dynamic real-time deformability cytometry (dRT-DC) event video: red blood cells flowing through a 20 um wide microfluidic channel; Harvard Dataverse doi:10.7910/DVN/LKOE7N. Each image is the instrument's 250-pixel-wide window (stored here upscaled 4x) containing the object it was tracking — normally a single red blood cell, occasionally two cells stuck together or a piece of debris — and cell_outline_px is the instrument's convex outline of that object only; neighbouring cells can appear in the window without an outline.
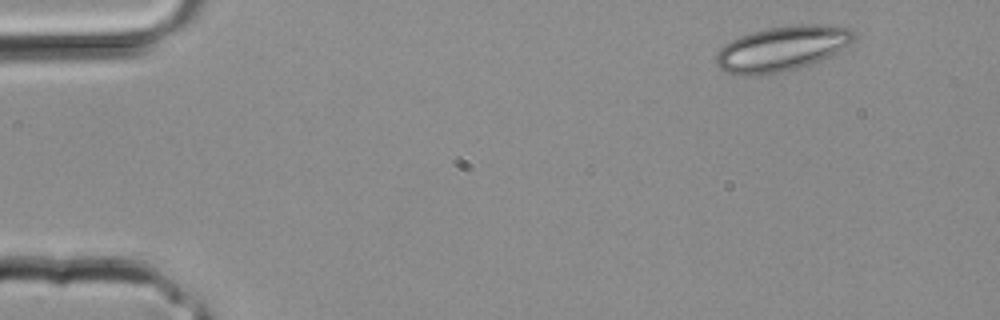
{"species": "common noctule bat (a hibernating species)", "species_latin": "Nyctalus noctula", "temperature_condition": "room temperature", "stored_images_in_passage": 32, "camera_frame_rate_fps": 3000, "um_per_image_px": 0.085, "animal": {"sex": "male", "body_mass_g": 20.4}, "frame": {"image": 1, "passage_image": 1, "time_ms": 0.0, "image_size_px": [1000, 320], "cell_outline_px": [[856, 40], [828, 56], [820, 60], [796, 68], [780, 72], [756, 76], [744, 76], [728, 72], [720, 68], [716, 64], [716, 56], [720, 48], [724, 44], [740, 36], [752, 32], [768, 28], [796, 24], [820, 24], [848, 28], [856, 32]], "centroid_in_image_um": [66.46, 4.12], "position_along_channel_um": 18.5, "area_um2": 35.89}}
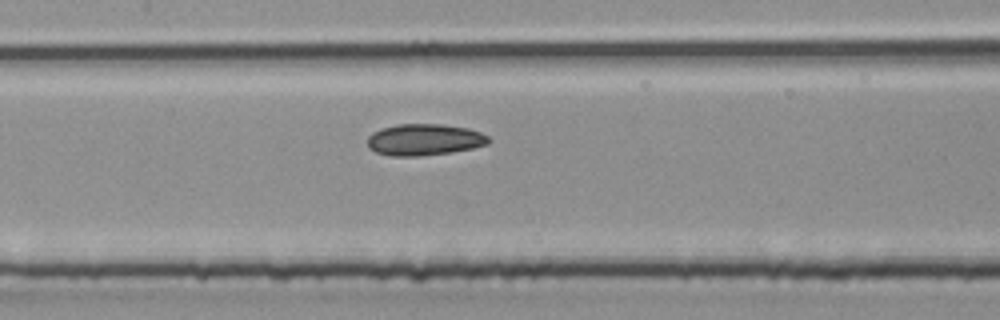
{"frame": {"image": 2, "passage_image": 14, "time_ms": 4.333, "image_size_px": [1000, 320], "cell_outline_px": [[492, 140], [488, 144], [472, 148], [452, 152], [420, 156], [392, 156], [376, 152], [368, 148], [368, 136], [372, 132], [380, 128], [396, 124], [444, 124], [468, 128], [480, 132], [488, 136]], "centroid_in_image_um": [36.07, 11.86], "position_along_channel_um": 171.3, "area_um2": 22.48}}
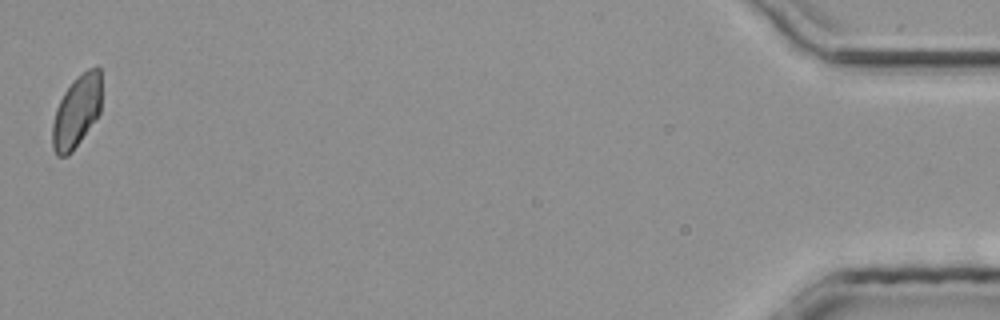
{"frame": {"image": 3, "passage_image": 32, "time_ms": 10.333, "image_size_px": [1000, 320], "cell_outline_px": [[100, 112], [72, 152], [68, 156], [56, 156], [52, 148], [52, 124], [56, 108], [64, 92], [72, 80], [88, 68], [96, 64], [100, 68]], "centroid_in_image_um": [6.49, 9.46], "position_along_channel_um": 428.7, "area_um2": 20.69}}